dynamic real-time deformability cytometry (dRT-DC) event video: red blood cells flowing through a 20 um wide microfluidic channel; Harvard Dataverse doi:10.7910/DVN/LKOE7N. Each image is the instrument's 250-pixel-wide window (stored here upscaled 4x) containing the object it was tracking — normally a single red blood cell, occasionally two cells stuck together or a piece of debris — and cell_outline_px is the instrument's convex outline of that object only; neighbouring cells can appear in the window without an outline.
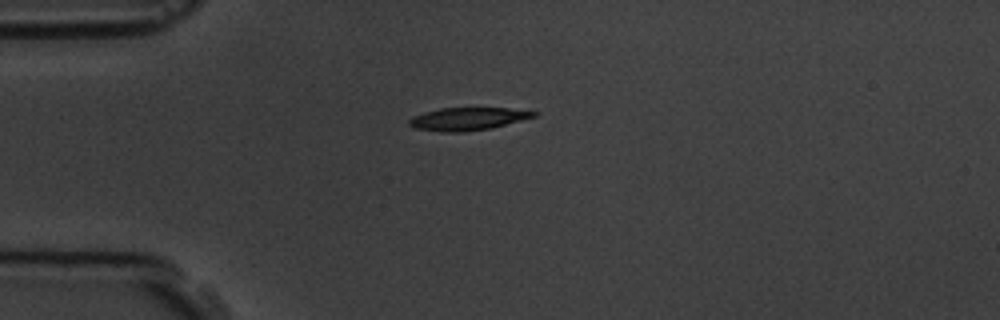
{"species": "common noctule bat (a hibernating species)", "species_latin": "Nyctalus noctula", "temperature_condition": "room temperature", "stored_images_in_passage": 4, "camera_frame_rate_fps": 3000, "um_per_image_px": 0.085, "animal": {"sex": "male", "body_mass_g": 19.5, "forearm_length_mm": 54.6}, "frame": {"image": 1, "passage_image": 1, "time_ms": 0.0, "image_size_px": [1000, 320], "cell_outline_px": [[540, 112], [536, 116], [492, 128], [464, 132], [440, 132], [416, 128], [408, 124], [408, 120], [412, 116], [424, 112], [440, 108], [508, 108]], "centroid_in_image_um": [39.75, 10.1], "position_along_channel_um": 45.3, "area_um2": 16.59}}
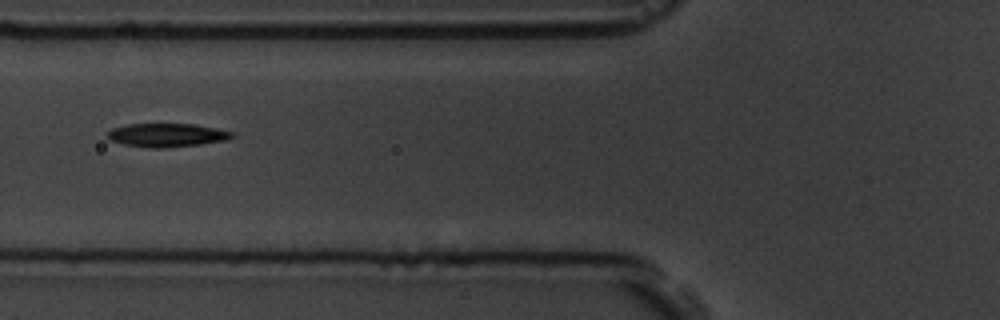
{"frame": {"image": 2, "passage_image": 3, "time_ms": 2.333, "image_size_px": [1000, 320], "cell_outline_px": [[236, 136], [228, 140], [200, 144], [164, 148], [148, 148], [124, 144], [108, 140], [108, 132], [112, 128], [128, 124], [196, 124], [236, 132]], "centroid_in_image_um": [14.24, 11.48], "position_along_channel_um": 111.6, "area_um2": 17.28}}
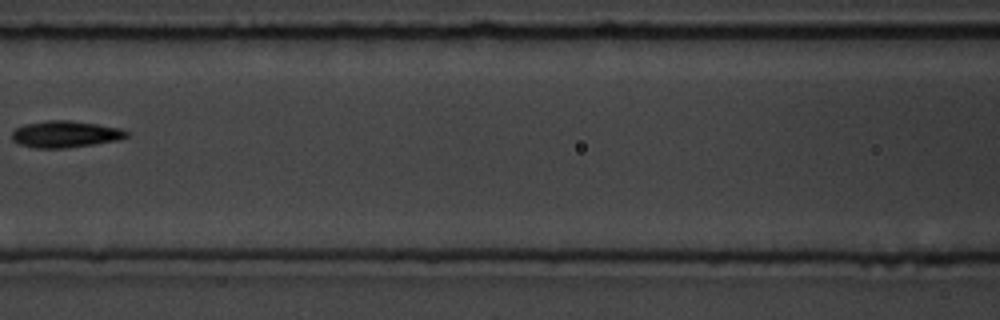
{"frame": {"image": 3, "passage_image": 4, "time_ms": 3.667, "image_size_px": [1000, 320], "cell_outline_px": [[128, 136], [120, 140], [64, 148], [36, 148], [20, 144], [12, 140], [12, 132], [16, 128], [24, 124], [48, 120], [68, 120], [96, 124], [120, 128], [128, 132]], "centroid_in_image_um": [5.54, 11.4], "position_along_channel_um": 161.1, "area_um2": 17.69}}